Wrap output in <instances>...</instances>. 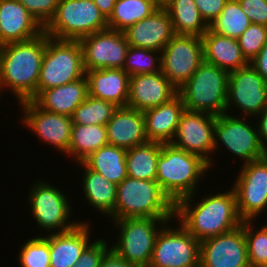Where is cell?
Instances as JSON below:
<instances>
[{
  "label": "cell",
  "instance_id": "obj_1",
  "mask_svg": "<svg viewBox=\"0 0 267 267\" xmlns=\"http://www.w3.org/2000/svg\"><path fill=\"white\" fill-rule=\"evenodd\" d=\"M194 195L175 204V217L198 241L227 233L242 224L233 188L224 193L205 194L197 204Z\"/></svg>",
  "mask_w": 267,
  "mask_h": 267
},
{
  "label": "cell",
  "instance_id": "obj_2",
  "mask_svg": "<svg viewBox=\"0 0 267 267\" xmlns=\"http://www.w3.org/2000/svg\"><path fill=\"white\" fill-rule=\"evenodd\" d=\"M46 33L23 41L0 46V90L9 88L18 103L37 97Z\"/></svg>",
  "mask_w": 267,
  "mask_h": 267
},
{
  "label": "cell",
  "instance_id": "obj_3",
  "mask_svg": "<svg viewBox=\"0 0 267 267\" xmlns=\"http://www.w3.org/2000/svg\"><path fill=\"white\" fill-rule=\"evenodd\" d=\"M210 168L200 156L188 153L171 143H162L157 160L156 181L176 204L185 197L197 195V184Z\"/></svg>",
  "mask_w": 267,
  "mask_h": 267
},
{
  "label": "cell",
  "instance_id": "obj_4",
  "mask_svg": "<svg viewBox=\"0 0 267 267\" xmlns=\"http://www.w3.org/2000/svg\"><path fill=\"white\" fill-rule=\"evenodd\" d=\"M175 204L157 181L126 177L117 184V198L112 220L125 218H173Z\"/></svg>",
  "mask_w": 267,
  "mask_h": 267
},
{
  "label": "cell",
  "instance_id": "obj_5",
  "mask_svg": "<svg viewBox=\"0 0 267 267\" xmlns=\"http://www.w3.org/2000/svg\"><path fill=\"white\" fill-rule=\"evenodd\" d=\"M229 72L205 61L178 89L185 109L215 116L226 113Z\"/></svg>",
  "mask_w": 267,
  "mask_h": 267
},
{
  "label": "cell",
  "instance_id": "obj_6",
  "mask_svg": "<svg viewBox=\"0 0 267 267\" xmlns=\"http://www.w3.org/2000/svg\"><path fill=\"white\" fill-rule=\"evenodd\" d=\"M85 74L83 51L79 40H60L46 34L37 96L43 90L74 82L83 78Z\"/></svg>",
  "mask_w": 267,
  "mask_h": 267
},
{
  "label": "cell",
  "instance_id": "obj_7",
  "mask_svg": "<svg viewBox=\"0 0 267 267\" xmlns=\"http://www.w3.org/2000/svg\"><path fill=\"white\" fill-rule=\"evenodd\" d=\"M106 29L107 19L93 0H60L44 32L55 39L80 40Z\"/></svg>",
  "mask_w": 267,
  "mask_h": 267
},
{
  "label": "cell",
  "instance_id": "obj_8",
  "mask_svg": "<svg viewBox=\"0 0 267 267\" xmlns=\"http://www.w3.org/2000/svg\"><path fill=\"white\" fill-rule=\"evenodd\" d=\"M172 218H125L113 220L119 229L117 242L111 247L118 255L136 267L150 265L153 248L161 226ZM160 225V227L157 226ZM158 227V228H156Z\"/></svg>",
  "mask_w": 267,
  "mask_h": 267
},
{
  "label": "cell",
  "instance_id": "obj_9",
  "mask_svg": "<svg viewBox=\"0 0 267 267\" xmlns=\"http://www.w3.org/2000/svg\"><path fill=\"white\" fill-rule=\"evenodd\" d=\"M30 188L27 201L37 226L57 234L70 231L80 223L69 221L72 213L70 199L67 200L68 196L56 186L38 179Z\"/></svg>",
  "mask_w": 267,
  "mask_h": 267
},
{
  "label": "cell",
  "instance_id": "obj_10",
  "mask_svg": "<svg viewBox=\"0 0 267 267\" xmlns=\"http://www.w3.org/2000/svg\"><path fill=\"white\" fill-rule=\"evenodd\" d=\"M170 222L161 226L148 267H200V241L181 224L170 228Z\"/></svg>",
  "mask_w": 267,
  "mask_h": 267
},
{
  "label": "cell",
  "instance_id": "obj_11",
  "mask_svg": "<svg viewBox=\"0 0 267 267\" xmlns=\"http://www.w3.org/2000/svg\"><path fill=\"white\" fill-rule=\"evenodd\" d=\"M245 119L243 116L238 118L223 113L216 117L214 129V153L218 149V143H221V146H225L234 156L244 160L243 165L267 156L260 143L257 127L254 125L253 128Z\"/></svg>",
  "mask_w": 267,
  "mask_h": 267
},
{
  "label": "cell",
  "instance_id": "obj_12",
  "mask_svg": "<svg viewBox=\"0 0 267 267\" xmlns=\"http://www.w3.org/2000/svg\"><path fill=\"white\" fill-rule=\"evenodd\" d=\"M161 72L179 89L204 61L199 36L175 34L161 51Z\"/></svg>",
  "mask_w": 267,
  "mask_h": 267
},
{
  "label": "cell",
  "instance_id": "obj_13",
  "mask_svg": "<svg viewBox=\"0 0 267 267\" xmlns=\"http://www.w3.org/2000/svg\"><path fill=\"white\" fill-rule=\"evenodd\" d=\"M233 190L240 218L255 220L267 211V156L242 165Z\"/></svg>",
  "mask_w": 267,
  "mask_h": 267
},
{
  "label": "cell",
  "instance_id": "obj_14",
  "mask_svg": "<svg viewBox=\"0 0 267 267\" xmlns=\"http://www.w3.org/2000/svg\"><path fill=\"white\" fill-rule=\"evenodd\" d=\"M232 106L253 119L267 107V83L250 63L229 72L226 113Z\"/></svg>",
  "mask_w": 267,
  "mask_h": 267
},
{
  "label": "cell",
  "instance_id": "obj_15",
  "mask_svg": "<svg viewBox=\"0 0 267 267\" xmlns=\"http://www.w3.org/2000/svg\"><path fill=\"white\" fill-rule=\"evenodd\" d=\"M216 117L209 113L185 109L181 114L171 144L188 153L200 156L209 166H213L210 155L214 153Z\"/></svg>",
  "mask_w": 267,
  "mask_h": 267
},
{
  "label": "cell",
  "instance_id": "obj_16",
  "mask_svg": "<svg viewBox=\"0 0 267 267\" xmlns=\"http://www.w3.org/2000/svg\"><path fill=\"white\" fill-rule=\"evenodd\" d=\"M85 71L102 68L123 69L129 44L123 32L106 29L79 40Z\"/></svg>",
  "mask_w": 267,
  "mask_h": 267
},
{
  "label": "cell",
  "instance_id": "obj_17",
  "mask_svg": "<svg viewBox=\"0 0 267 267\" xmlns=\"http://www.w3.org/2000/svg\"><path fill=\"white\" fill-rule=\"evenodd\" d=\"M250 266L242 224L227 233L200 241V267Z\"/></svg>",
  "mask_w": 267,
  "mask_h": 267
},
{
  "label": "cell",
  "instance_id": "obj_18",
  "mask_svg": "<svg viewBox=\"0 0 267 267\" xmlns=\"http://www.w3.org/2000/svg\"><path fill=\"white\" fill-rule=\"evenodd\" d=\"M18 104L21 105L24 112L22 123L25 124V127H29L44 142L67 154L73 125L72 117L45 111L33 100Z\"/></svg>",
  "mask_w": 267,
  "mask_h": 267
},
{
  "label": "cell",
  "instance_id": "obj_19",
  "mask_svg": "<svg viewBox=\"0 0 267 267\" xmlns=\"http://www.w3.org/2000/svg\"><path fill=\"white\" fill-rule=\"evenodd\" d=\"M178 94V89L160 71L140 74L129 78L127 106L141 112L169 102Z\"/></svg>",
  "mask_w": 267,
  "mask_h": 267
},
{
  "label": "cell",
  "instance_id": "obj_20",
  "mask_svg": "<svg viewBox=\"0 0 267 267\" xmlns=\"http://www.w3.org/2000/svg\"><path fill=\"white\" fill-rule=\"evenodd\" d=\"M129 46L162 51L175 35L168 11L160 6L149 17L123 31Z\"/></svg>",
  "mask_w": 267,
  "mask_h": 267
},
{
  "label": "cell",
  "instance_id": "obj_21",
  "mask_svg": "<svg viewBox=\"0 0 267 267\" xmlns=\"http://www.w3.org/2000/svg\"><path fill=\"white\" fill-rule=\"evenodd\" d=\"M44 28L18 0H0V46L38 37Z\"/></svg>",
  "mask_w": 267,
  "mask_h": 267
},
{
  "label": "cell",
  "instance_id": "obj_22",
  "mask_svg": "<svg viewBox=\"0 0 267 267\" xmlns=\"http://www.w3.org/2000/svg\"><path fill=\"white\" fill-rule=\"evenodd\" d=\"M106 131L108 144L126 150L148 141L143 113L128 106L115 110Z\"/></svg>",
  "mask_w": 267,
  "mask_h": 267
},
{
  "label": "cell",
  "instance_id": "obj_23",
  "mask_svg": "<svg viewBox=\"0 0 267 267\" xmlns=\"http://www.w3.org/2000/svg\"><path fill=\"white\" fill-rule=\"evenodd\" d=\"M89 221L64 233H49L50 267H73L91 243ZM90 227V228H89Z\"/></svg>",
  "mask_w": 267,
  "mask_h": 267
},
{
  "label": "cell",
  "instance_id": "obj_24",
  "mask_svg": "<svg viewBox=\"0 0 267 267\" xmlns=\"http://www.w3.org/2000/svg\"><path fill=\"white\" fill-rule=\"evenodd\" d=\"M88 95L126 107L130 76L123 69L102 68L86 71Z\"/></svg>",
  "mask_w": 267,
  "mask_h": 267
},
{
  "label": "cell",
  "instance_id": "obj_25",
  "mask_svg": "<svg viewBox=\"0 0 267 267\" xmlns=\"http://www.w3.org/2000/svg\"><path fill=\"white\" fill-rule=\"evenodd\" d=\"M184 110L182 97L177 94L169 102L142 112L148 141L171 143Z\"/></svg>",
  "mask_w": 267,
  "mask_h": 267
},
{
  "label": "cell",
  "instance_id": "obj_26",
  "mask_svg": "<svg viewBox=\"0 0 267 267\" xmlns=\"http://www.w3.org/2000/svg\"><path fill=\"white\" fill-rule=\"evenodd\" d=\"M87 96L88 83L84 76L74 82L43 90L33 101L45 111L72 116Z\"/></svg>",
  "mask_w": 267,
  "mask_h": 267
},
{
  "label": "cell",
  "instance_id": "obj_27",
  "mask_svg": "<svg viewBox=\"0 0 267 267\" xmlns=\"http://www.w3.org/2000/svg\"><path fill=\"white\" fill-rule=\"evenodd\" d=\"M204 61L231 72L249 64L238 40L218 35L208 29L201 37Z\"/></svg>",
  "mask_w": 267,
  "mask_h": 267
},
{
  "label": "cell",
  "instance_id": "obj_28",
  "mask_svg": "<svg viewBox=\"0 0 267 267\" xmlns=\"http://www.w3.org/2000/svg\"><path fill=\"white\" fill-rule=\"evenodd\" d=\"M78 164L84 167L83 194L88 204L103 215L113 214L117 198V184L108 181L102 174L89 169L83 162Z\"/></svg>",
  "mask_w": 267,
  "mask_h": 267
},
{
  "label": "cell",
  "instance_id": "obj_29",
  "mask_svg": "<svg viewBox=\"0 0 267 267\" xmlns=\"http://www.w3.org/2000/svg\"><path fill=\"white\" fill-rule=\"evenodd\" d=\"M126 151L108 144L91 153L82 162L89 169L102 174L108 181L120 184L127 177Z\"/></svg>",
  "mask_w": 267,
  "mask_h": 267
},
{
  "label": "cell",
  "instance_id": "obj_30",
  "mask_svg": "<svg viewBox=\"0 0 267 267\" xmlns=\"http://www.w3.org/2000/svg\"><path fill=\"white\" fill-rule=\"evenodd\" d=\"M160 142L147 141L126 151L127 176L133 179L156 181Z\"/></svg>",
  "mask_w": 267,
  "mask_h": 267
},
{
  "label": "cell",
  "instance_id": "obj_31",
  "mask_svg": "<svg viewBox=\"0 0 267 267\" xmlns=\"http://www.w3.org/2000/svg\"><path fill=\"white\" fill-rule=\"evenodd\" d=\"M163 7L169 13L175 34L202 37L209 29L194 0H169Z\"/></svg>",
  "mask_w": 267,
  "mask_h": 267
},
{
  "label": "cell",
  "instance_id": "obj_32",
  "mask_svg": "<svg viewBox=\"0 0 267 267\" xmlns=\"http://www.w3.org/2000/svg\"><path fill=\"white\" fill-rule=\"evenodd\" d=\"M108 145L106 126L73 124L67 154L77 163L82 162L91 153Z\"/></svg>",
  "mask_w": 267,
  "mask_h": 267
},
{
  "label": "cell",
  "instance_id": "obj_33",
  "mask_svg": "<svg viewBox=\"0 0 267 267\" xmlns=\"http://www.w3.org/2000/svg\"><path fill=\"white\" fill-rule=\"evenodd\" d=\"M159 7L155 0H116L112 14L107 19L108 29L123 32L149 17Z\"/></svg>",
  "mask_w": 267,
  "mask_h": 267
},
{
  "label": "cell",
  "instance_id": "obj_34",
  "mask_svg": "<svg viewBox=\"0 0 267 267\" xmlns=\"http://www.w3.org/2000/svg\"><path fill=\"white\" fill-rule=\"evenodd\" d=\"M250 24L251 21L238 0H228L220 15L209 25V29L218 35L238 39Z\"/></svg>",
  "mask_w": 267,
  "mask_h": 267
},
{
  "label": "cell",
  "instance_id": "obj_35",
  "mask_svg": "<svg viewBox=\"0 0 267 267\" xmlns=\"http://www.w3.org/2000/svg\"><path fill=\"white\" fill-rule=\"evenodd\" d=\"M118 108L110 101L96 99L91 96L75 109L72 117L73 124L79 125H101L106 126Z\"/></svg>",
  "mask_w": 267,
  "mask_h": 267
},
{
  "label": "cell",
  "instance_id": "obj_36",
  "mask_svg": "<svg viewBox=\"0 0 267 267\" xmlns=\"http://www.w3.org/2000/svg\"><path fill=\"white\" fill-rule=\"evenodd\" d=\"M160 51L130 46L123 70L129 75L150 74L161 71ZM157 62V63H156Z\"/></svg>",
  "mask_w": 267,
  "mask_h": 267
},
{
  "label": "cell",
  "instance_id": "obj_37",
  "mask_svg": "<svg viewBox=\"0 0 267 267\" xmlns=\"http://www.w3.org/2000/svg\"><path fill=\"white\" fill-rule=\"evenodd\" d=\"M253 220L242 222L250 266H267V224L254 231Z\"/></svg>",
  "mask_w": 267,
  "mask_h": 267
},
{
  "label": "cell",
  "instance_id": "obj_38",
  "mask_svg": "<svg viewBox=\"0 0 267 267\" xmlns=\"http://www.w3.org/2000/svg\"><path fill=\"white\" fill-rule=\"evenodd\" d=\"M21 267H50L49 234L28 239L19 254Z\"/></svg>",
  "mask_w": 267,
  "mask_h": 267
},
{
  "label": "cell",
  "instance_id": "obj_39",
  "mask_svg": "<svg viewBox=\"0 0 267 267\" xmlns=\"http://www.w3.org/2000/svg\"><path fill=\"white\" fill-rule=\"evenodd\" d=\"M237 40L242 55L250 62L267 42V27L251 23Z\"/></svg>",
  "mask_w": 267,
  "mask_h": 267
},
{
  "label": "cell",
  "instance_id": "obj_40",
  "mask_svg": "<svg viewBox=\"0 0 267 267\" xmlns=\"http://www.w3.org/2000/svg\"><path fill=\"white\" fill-rule=\"evenodd\" d=\"M44 28L55 14L60 0H18Z\"/></svg>",
  "mask_w": 267,
  "mask_h": 267
},
{
  "label": "cell",
  "instance_id": "obj_41",
  "mask_svg": "<svg viewBox=\"0 0 267 267\" xmlns=\"http://www.w3.org/2000/svg\"><path fill=\"white\" fill-rule=\"evenodd\" d=\"M107 245V241L103 238L91 242L73 267H99L104 254L109 250Z\"/></svg>",
  "mask_w": 267,
  "mask_h": 267
},
{
  "label": "cell",
  "instance_id": "obj_42",
  "mask_svg": "<svg viewBox=\"0 0 267 267\" xmlns=\"http://www.w3.org/2000/svg\"><path fill=\"white\" fill-rule=\"evenodd\" d=\"M252 24L267 27V0H238Z\"/></svg>",
  "mask_w": 267,
  "mask_h": 267
},
{
  "label": "cell",
  "instance_id": "obj_43",
  "mask_svg": "<svg viewBox=\"0 0 267 267\" xmlns=\"http://www.w3.org/2000/svg\"><path fill=\"white\" fill-rule=\"evenodd\" d=\"M205 23L209 26L222 12L228 0H194Z\"/></svg>",
  "mask_w": 267,
  "mask_h": 267
},
{
  "label": "cell",
  "instance_id": "obj_44",
  "mask_svg": "<svg viewBox=\"0 0 267 267\" xmlns=\"http://www.w3.org/2000/svg\"><path fill=\"white\" fill-rule=\"evenodd\" d=\"M99 267H136L110 248L103 256Z\"/></svg>",
  "mask_w": 267,
  "mask_h": 267
},
{
  "label": "cell",
  "instance_id": "obj_45",
  "mask_svg": "<svg viewBox=\"0 0 267 267\" xmlns=\"http://www.w3.org/2000/svg\"><path fill=\"white\" fill-rule=\"evenodd\" d=\"M267 83V42L258 55L249 62Z\"/></svg>",
  "mask_w": 267,
  "mask_h": 267
},
{
  "label": "cell",
  "instance_id": "obj_46",
  "mask_svg": "<svg viewBox=\"0 0 267 267\" xmlns=\"http://www.w3.org/2000/svg\"><path fill=\"white\" fill-rule=\"evenodd\" d=\"M259 118V124L257 125V132L259 135L260 143L267 153V107L258 115L255 116V119Z\"/></svg>",
  "mask_w": 267,
  "mask_h": 267
},
{
  "label": "cell",
  "instance_id": "obj_47",
  "mask_svg": "<svg viewBox=\"0 0 267 267\" xmlns=\"http://www.w3.org/2000/svg\"><path fill=\"white\" fill-rule=\"evenodd\" d=\"M116 0H93L106 19L112 14Z\"/></svg>",
  "mask_w": 267,
  "mask_h": 267
},
{
  "label": "cell",
  "instance_id": "obj_48",
  "mask_svg": "<svg viewBox=\"0 0 267 267\" xmlns=\"http://www.w3.org/2000/svg\"><path fill=\"white\" fill-rule=\"evenodd\" d=\"M160 6H163L169 0H155Z\"/></svg>",
  "mask_w": 267,
  "mask_h": 267
}]
</instances>
